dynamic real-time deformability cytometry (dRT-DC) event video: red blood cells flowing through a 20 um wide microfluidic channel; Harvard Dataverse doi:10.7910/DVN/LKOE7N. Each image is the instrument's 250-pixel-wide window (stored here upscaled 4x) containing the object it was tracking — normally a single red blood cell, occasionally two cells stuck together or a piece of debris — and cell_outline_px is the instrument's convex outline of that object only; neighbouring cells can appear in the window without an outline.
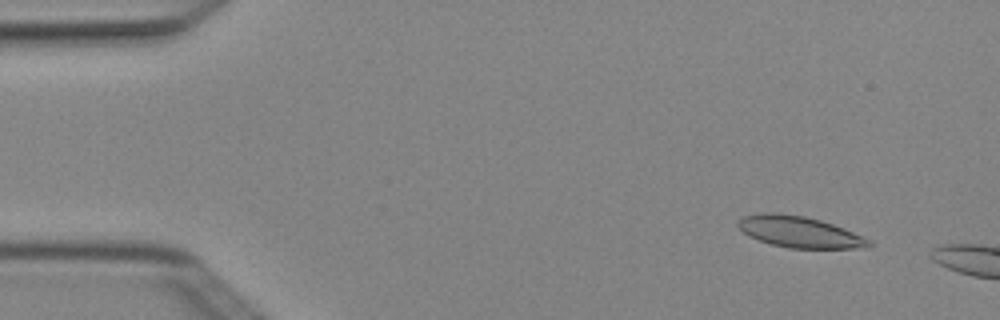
{"species": "Egyptian fruit bat (a non-hibernating species)", "species_latin": "Rousettus aegyptiacus", "temperature_condition": "cold", "stored_images_in_passage": 4, "camera_frame_rate_fps": 3000, "um_per_image_px": 0.085, "animal": {"sex": "female"}, "frame": {"image": 1, "passage_image": 2, "time_ms": 0.333, "image_size_px": [1000, 320], "cell_outline_px": [[872, 244], [868, 248], [788, 248], [772, 244], [748, 236], [736, 224], [744, 216], [764, 212], [776, 212], [804, 216], [820, 220], [844, 228], [872, 240]], "centroid_in_image_um": [67.98, 19.71], "position_along_channel_um": 17.0, "area_um2": 23.76}}